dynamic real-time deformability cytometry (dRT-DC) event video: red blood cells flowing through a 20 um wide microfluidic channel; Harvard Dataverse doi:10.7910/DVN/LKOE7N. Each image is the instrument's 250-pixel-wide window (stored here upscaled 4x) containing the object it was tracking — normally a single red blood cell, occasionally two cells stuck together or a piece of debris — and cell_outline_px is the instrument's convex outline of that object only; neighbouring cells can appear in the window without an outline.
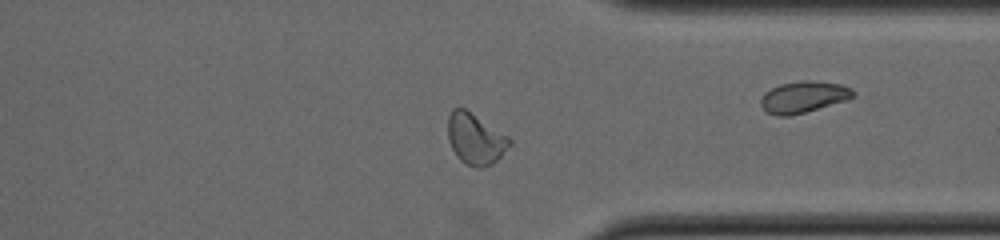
{"species": "common noctule bat (a hibernating species)", "species_latin": "Nyctalus noctula", "temperature_condition": "cold", "stored_images_in_passage": 36, "camera_frame_rate_fps": 3000, "um_per_image_px": 0.085, "animal": {"sex": "male", "body_mass_g": 19.0, "forearm_length_mm": 50.8}, "frame": {"image": 1, "passage_image": 26, "time_ms": 8.333, "image_size_px": [1000, 240], "cell_outline_px": [[512, 144], [492, 164], [480, 168], [476, 168], [464, 164], [456, 156], [448, 140], [448, 116], [452, 108], [464, 108], [508, 136], [512, 140]], "centroid_in_image_um": [40.39, 11.82], "position_along_channel_um": 371.0, "area_um2": 18.32}}